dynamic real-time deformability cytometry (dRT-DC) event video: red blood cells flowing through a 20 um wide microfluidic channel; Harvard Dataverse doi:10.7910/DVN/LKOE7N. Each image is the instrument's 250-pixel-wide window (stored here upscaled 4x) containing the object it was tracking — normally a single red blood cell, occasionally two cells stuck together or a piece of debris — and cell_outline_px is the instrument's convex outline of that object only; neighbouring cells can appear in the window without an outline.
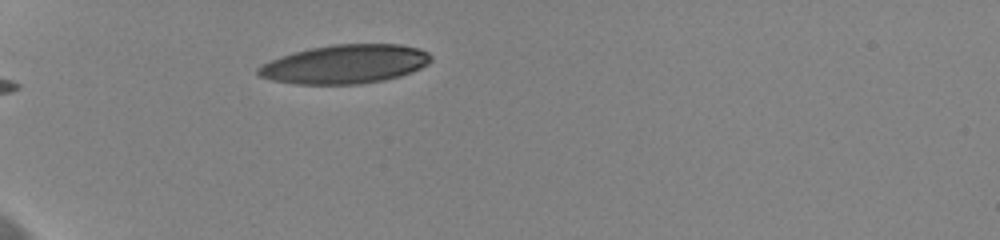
{"species": "human", "species_latin": "Homo sapiens", "temperature_condition": "cold", "stored_images_in_passage": 15, "camera_frame_rate_fps": 3000, "um_per_image_px": 0.085, "donor": {"sex": "female"}, "frame": {"image": 1, "passage_image": 1, "time_ms": 0.0, "image_size_px": [1000, 240], "cell_outline_px": [[432, 60], [428, 64], [412, 72], [400, 76], [384, 80], [360, 84], [296, 84], [272, 80], [256, 76], [256, 68], [260, 64], [280, 56], [292, 52], [332, 44], [400, 44], [420, 48], [428, 52], [432, 56]], "centroid_in_image_um": [29.31, 5.45], "position_along_channel_um": 55.7, "area_um2": 39.54}}